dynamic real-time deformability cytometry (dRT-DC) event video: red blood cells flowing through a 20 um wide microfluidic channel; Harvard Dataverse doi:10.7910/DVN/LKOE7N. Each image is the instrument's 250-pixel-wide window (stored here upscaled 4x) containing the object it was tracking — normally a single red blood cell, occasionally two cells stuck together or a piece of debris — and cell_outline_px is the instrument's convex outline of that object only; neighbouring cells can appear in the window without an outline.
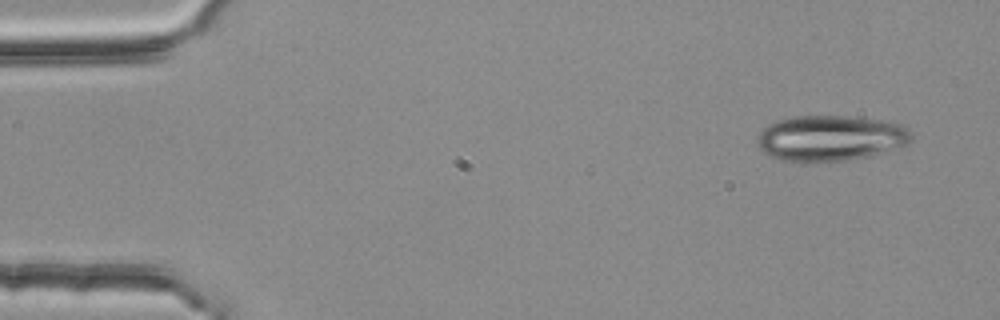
{"species": "common noctule bat (a hibernating species)", "species_latin": "Nyctalus noctula", "temperature_condition": "room temperature", "stored_images_in_passage": 4, "camera_frame_rate_fps": 3000, "um_per_image_px": 0.085, "animal": {"sex": "female", "body_mass_g": 25.1}, "frame": {"image": 1, "passage_image": 1, "time_ms": 0.0, "image_size_px": [1000, 320], "cell_outline_px": [[912, 140], [908, 144], [872, 156], [848, 160], [780, 160], [764, 152], [756, 144], [756, 136], [768, 124], [776, 120], [792, 116], [844, 116], [888, 120], [900, 124], [908, 128], [912, 132]], "centroid_in_image_um": [70.62, 11.71], "position_along_channel_um": 14.4, "area_um2": 41.04}}